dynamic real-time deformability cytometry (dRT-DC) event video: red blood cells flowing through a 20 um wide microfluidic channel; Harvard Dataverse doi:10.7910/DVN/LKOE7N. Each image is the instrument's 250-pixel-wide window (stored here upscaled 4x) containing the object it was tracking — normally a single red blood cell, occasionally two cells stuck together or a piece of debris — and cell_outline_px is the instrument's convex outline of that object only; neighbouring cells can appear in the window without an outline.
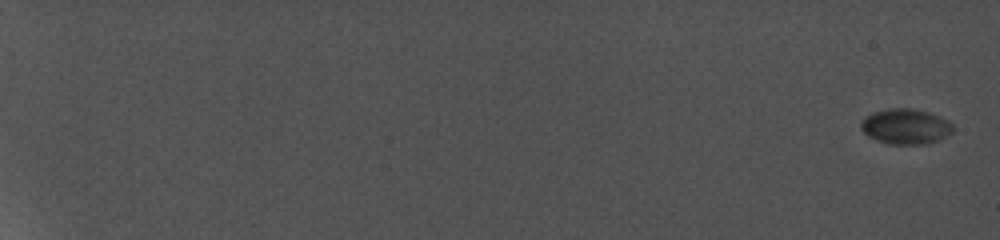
{"species": "common noctule bat (a hibernating species)", "species_latin": "Nyctalus noctula", "temperature_condition": "cold", "stored_images_in_passage": 14, "camera_frame_rate_fps": 5000, "um_per_image_px": 0.085, "animal": {"sex": "female", "body_mass_g": 19.0, "forearm_length_mm": 56.7}, "frame": {"image": 1, "passage_image": 1, "time_ms": 0.0, "image_size_px": [1000, 240], "cell_outline_px": [[952, 132], [936, 140], [920, 144], [892, 144], [876, 140], [868, 136], [860, 128], [860, 124], [864, 116], [872, 112], [892, 108], [912, 108], [928, 112], [940, 116], [948, 120], [952, 124]], "centroid_in_image_um": [76.93, 10.73], "position_along_channel_um": 8.1, "area_um2": 18.79}}
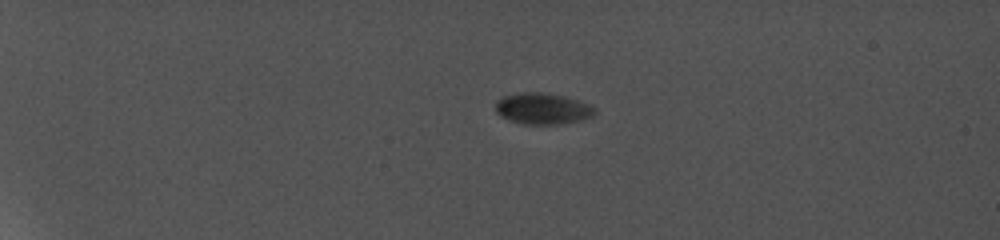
{"frame": {"image": 2, "passage_image": 7, "time_ms": 5.4, "image_size_px": [1000, 240], "cell_outline_px": [[596, 112], [592, 116], [576, 120], [552, 124], [532, 124], [512, 120], [496, 112], [496, 100], [504, 96], [516, 92], [544, 92], [564, 96], [588, 104], [596, 108]], "centroid_in_image_um": [46.11, 9.19], "position_along_channel_um": 38.9, "area_um2": 17.57}}
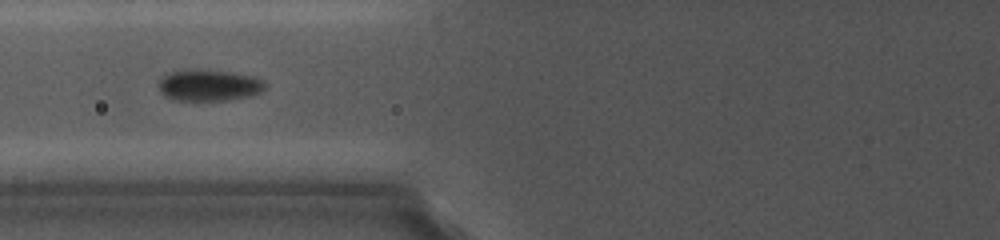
{"frame": {"image": 3, "passage_image": 12, "time_ms": 9.8, "image_size_px": [1000, 240], "cell_outline_px": [[264, 88], [256, 92], [240, 96], [220, 100], [176, 100], [168, 96], [160, 88], [160, 80], [164, 76], [172, 72], [228, 72], [252, 76], [260, 80], [264, 84]], "centroid_in_image_um": [17.73, 7.27], "position_along_channel_um": 108.1, "area_um2": 17.63}}